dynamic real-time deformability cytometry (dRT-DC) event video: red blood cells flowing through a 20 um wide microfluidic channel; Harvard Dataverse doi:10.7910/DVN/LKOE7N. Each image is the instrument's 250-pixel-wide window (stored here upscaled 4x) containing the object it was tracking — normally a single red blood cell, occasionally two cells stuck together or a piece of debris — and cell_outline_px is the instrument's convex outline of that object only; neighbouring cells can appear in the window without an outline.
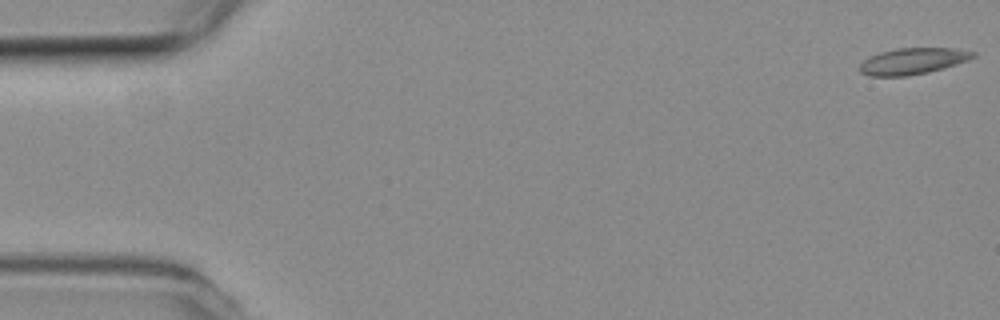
{"species": "common noctule bat (a hibernating species)", "species_latin": "Nyctalus noctula", "temperature_condition": "room temperature", "stored_images_in_passage": 54, "camera_frame_rate_fps": 3000, "um_per_image_px": 0.085, "animal": {"sex": "female", "body_mass_g": 19.3, "forearm_length_mm": 54.1}, "frame": {"image": 1, "passage_image": 1, "time_ms": 0.0, "image_size_px": [1000, 320], "cell_outline_px": [[976, 56], [968, 60], [944, 68], [928, 72], [908, 76], [868, 76], [860, 72], [860, 64], [868, 56], [880, 52], [896, 48], [956, 48], [976, 52]], "centroid_in_image_um": [77.58, 5.19], "position_along_channel_um": 7.4, "area_um2": 17.51}}
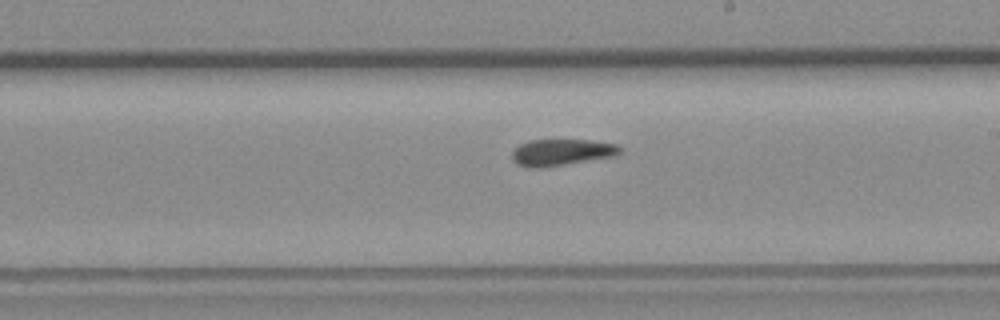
{"frame": {"image": 2, "passage_image": 31, "time_ms": 10.0, "image_size_px": [1000, 320], "cell_outline_px": [[624, 148], [616, 156], [540, 168], [528, 168], [516, 164], [512, 160], [512, 152], [520, 144], [528, 140], [592, 140], [616, 144]], "centroid_in_image_um": [47.74, 12.95], "position_along_channel_um": 241.3, "area_um2": 16.82}}
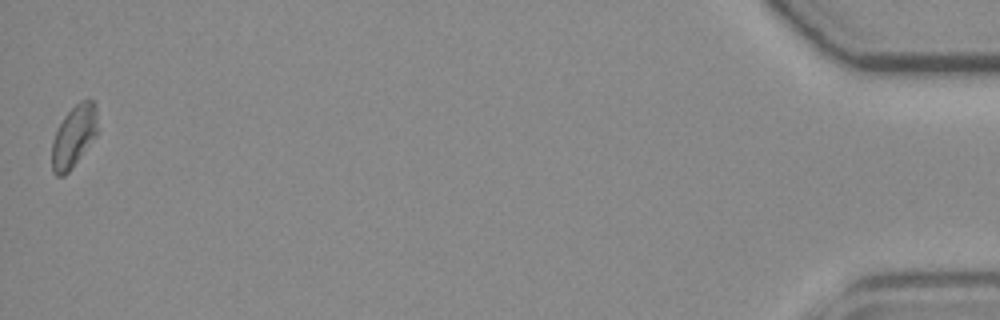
{"frame": {"image": 3, "passage_image": 54, "time_ms": 17.667, "image_size_px": [1000, 320], "cell_outline_px": [[96, 136], [72, 168], [64, 176], [56, 176], [52, 172], [52, 140], [64, 116], [80, 100], [92, 100], [96, 104]], "centroid_in_image_um": [6.26, 11.61], "position_along_channel_um": 428.9, "area_um2": 16.3}, "authors_computed_cell_mechanics": {"area_um2": 17.0799, "velocity_mm_per_s": 3.7838, "shape_relaxation_time_tau1_ms": 5.7545, "shape_relaxation_time_tau2_ms": null, "deformation_change_tau1": 0.1196, "deformation_change_tau2": null}}